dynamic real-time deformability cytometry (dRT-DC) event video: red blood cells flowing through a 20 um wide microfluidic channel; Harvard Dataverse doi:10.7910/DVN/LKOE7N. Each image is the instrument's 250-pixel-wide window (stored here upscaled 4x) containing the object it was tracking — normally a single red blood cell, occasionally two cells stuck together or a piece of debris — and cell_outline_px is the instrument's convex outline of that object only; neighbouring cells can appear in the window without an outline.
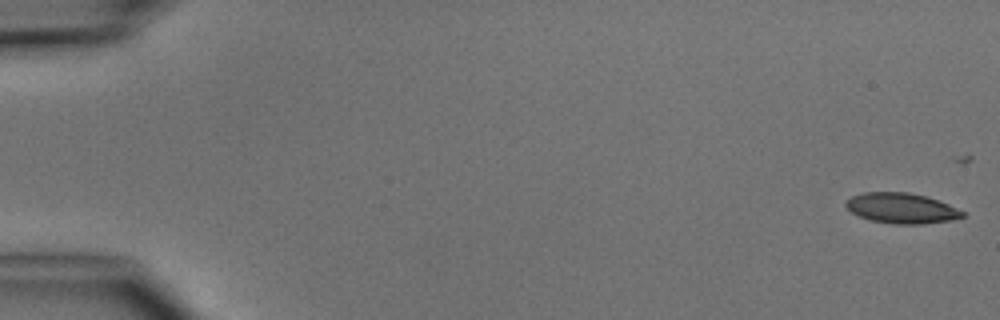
{"species": "common noctule bat (a hibernating species)", "species_latin": "Nyctalus noctula", "temperature_condition": "cold", "stored_images_in_passage": 7, "camera_frame_rate_fps": 3000, "um_per_image_px": 0.085, "animal": {"sex": "male", "body_mass_g": 15.6}, "frame": {"image": 1, "passage_image": 1, "time_ms": 0.0, "image_size_px": [1000, 320], "cell_outline_px": [[964, 216], [952, 220], [924, 224], [892, 224], [872, 220], [860, 216], [852, 212], [844, 204], [852, 196], [864, 192], [908, 192], [924, 196], [948, 204], [964, 212]], "centroid_in_image_um": [76.63, 17.7], "position_along_channel_um": 8.4, "area_um2": 20.4}}